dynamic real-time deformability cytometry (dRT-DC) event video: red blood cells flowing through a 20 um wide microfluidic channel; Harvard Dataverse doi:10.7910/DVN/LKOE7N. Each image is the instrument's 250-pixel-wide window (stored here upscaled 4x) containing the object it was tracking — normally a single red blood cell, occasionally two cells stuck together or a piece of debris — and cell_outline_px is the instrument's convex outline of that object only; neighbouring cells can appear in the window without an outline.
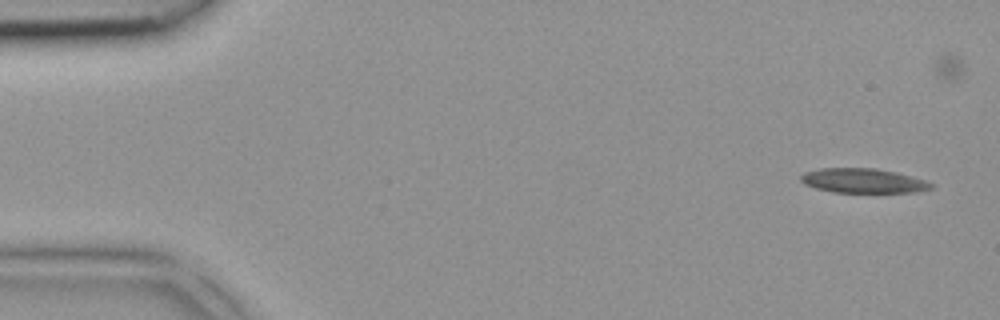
{"species": "common noctule bat (a hibernating species)", "species_latin": "Nyctalus noctula", "temperature_condition": "room temperature", "stored_images_in_passage": 4, "camera_frame_rate_fps": 3000, "um_per_image_px": 0.085, "animal": {"sex": "female", "body_mass_g": 18.4}, "frame": {"image": 1, "passage_image": 1, "time_ms": 0.0, "image_size_px": [1000, 320], "cell_outline_px": [[932, 188], [916, 192], [832, 192], [816, 188], [804, 184], [800, 180], [800, 176], [804, 172], [820, 168], [876, 168], [896, 172], [924, 180], [932, 184]], "centroid_in_image_um": [73.32, 15.35], "position_along_channel_um": 11.7, "area_um2": 18.5}}
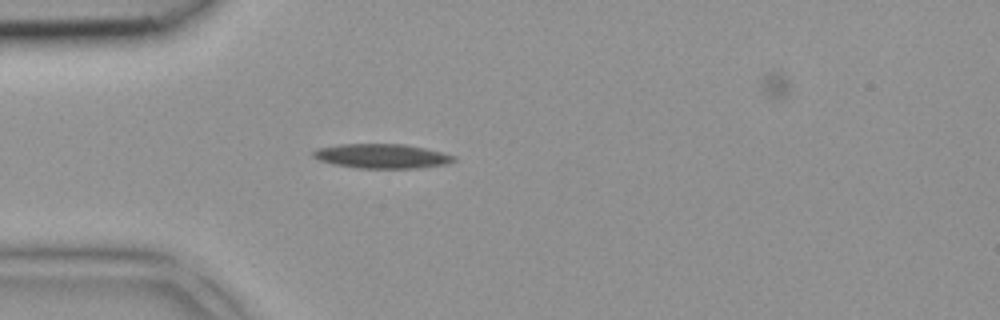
{"frame": {"image": 2, "passage_image": 3, "time_ms": 0.667, "image_size_px": [1000, 320], "cell_outline_px": [[456, 160], [448, 164], [420, 168], [360, 168], [332, 164], [320, 160], [312, 156], [312, 152], [316, 148], [340, 144], [404, 144], [424, 148], [456, 156]], "centroid_in_image_um": [32.45, 13.27], "position_along_channel_um": 52.5, "area_um2": 20.06}}